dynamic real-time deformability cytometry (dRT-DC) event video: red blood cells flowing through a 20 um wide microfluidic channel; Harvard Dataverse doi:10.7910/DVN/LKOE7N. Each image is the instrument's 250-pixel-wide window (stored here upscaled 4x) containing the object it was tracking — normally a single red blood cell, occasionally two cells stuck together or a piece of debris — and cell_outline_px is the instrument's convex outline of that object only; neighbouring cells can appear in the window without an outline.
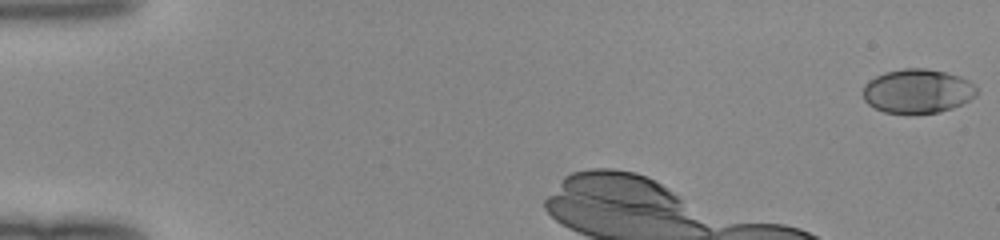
{"species": "human", "species_latin": "Homo sapiens", "temperature_condition": "room temperature", "stored_images_in_passage": 8, "camera_frame_rate_fps": 3000, "um_per_image_px": 0.085, "donor": {"sex": "female"}, "frame": {"image": 1, "passage_image": 1, "time_ms": 0.0, "image_size_px": [1000, 240], "cell_outline_px": [[976, 96], [952, 108], [940, 112], [908, 116], [884, 112], [868, 104], [864, 100], [864, 84], [868, 80], [884, 72], [904, 68], [924, 68], [944, 72], [960, 76], [968, 80], [976, 88]], "centroid_in_image_um": [77.96, 7.77], "position_along_channel_um": 7.0, "area_um2": 29.65}}